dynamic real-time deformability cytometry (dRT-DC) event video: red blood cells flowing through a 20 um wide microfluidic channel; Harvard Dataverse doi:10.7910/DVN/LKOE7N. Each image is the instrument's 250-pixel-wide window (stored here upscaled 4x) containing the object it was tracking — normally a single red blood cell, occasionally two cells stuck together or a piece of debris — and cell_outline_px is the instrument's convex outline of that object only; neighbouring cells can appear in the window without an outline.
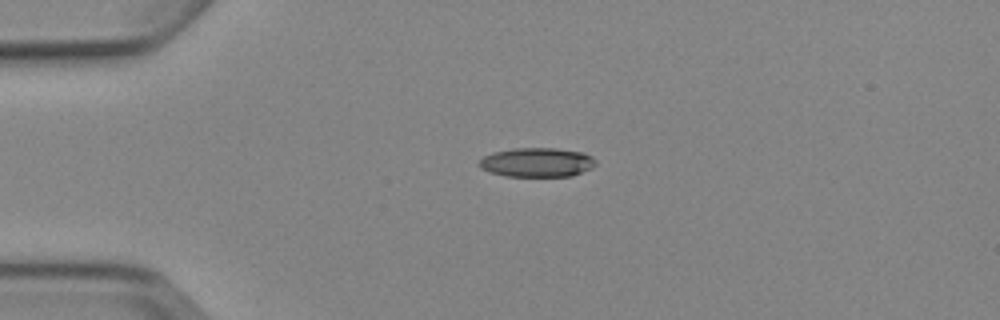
{"species": "Egyptian fruit bat (a non-hibernating species)", "species_latin": "Rousettus aegyptiacus", "temperature_condition": "cold", "stored_images_in_passage": 3, "camera_frame_rate_fps": 3000, "um_per_image_px": 0.085, "animal": {"sex": "female"}, "frame": {"image": 1, "passage_image": 1, "time_ms": 0.0, "image_size_px": [1000, 320], "cell_outline_px": [[596, 164], [592, 168], [572, 176], [504, 176], [488, 172], [480, 168], [476, 164], [484, 156], [492, 152], [512, 148], [556, 148], [584, 152], [592, 156], [596, 160]], "centroid_in_image_um": [45.63, 13.79], "position_along_channel_um": 39.4, "area_um2": 20.17}}
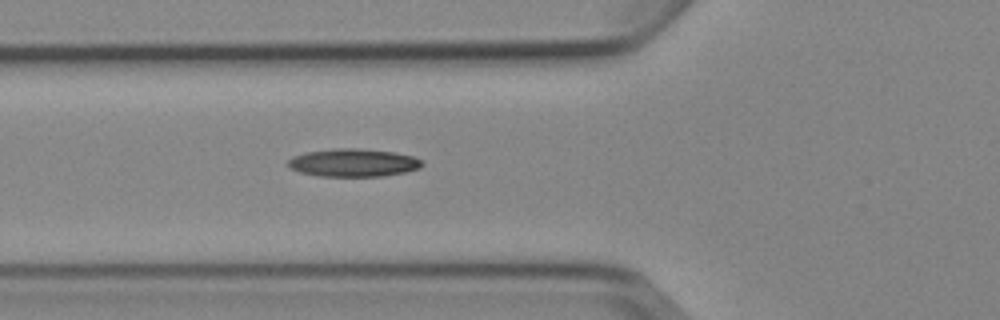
{"frame": {"image": 2, "passage_image": 3, "time_ms": 2.333, "image_size_px": [1000, 320], "cell_outline_px": [[424, 164], [420, 168], [404, 172], [384, 176], [316, 176], [300, 172], [288, 168], [288, 160], [292, 156], [304, 152], [336, 148], [356, 148], [392, 152], [412, 156], [420, 160]], "centroid_in_image_um": [29.98, 13.83], "position_along_channel_um": 95.8, "area_um2": 21.85}}